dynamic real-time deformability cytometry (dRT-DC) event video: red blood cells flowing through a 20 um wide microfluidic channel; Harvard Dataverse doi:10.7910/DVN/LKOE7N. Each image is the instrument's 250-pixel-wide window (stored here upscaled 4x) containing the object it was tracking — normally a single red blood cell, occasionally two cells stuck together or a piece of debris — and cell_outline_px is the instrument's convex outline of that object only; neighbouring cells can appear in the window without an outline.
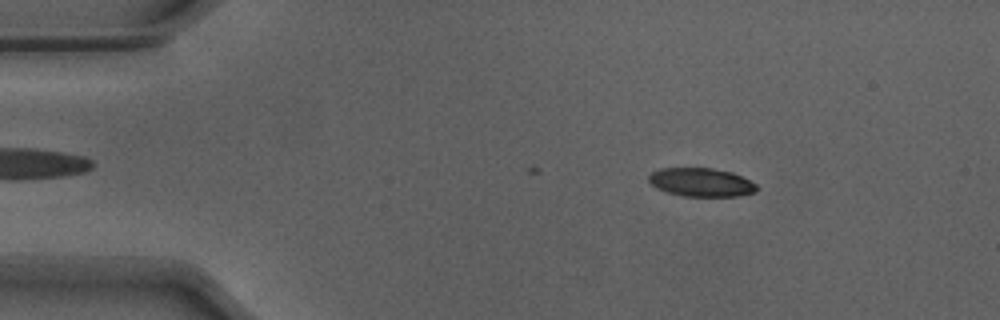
{"species": "Egyptian fruit bat (a non-hibernating species)", "species_latin": "Rousettus aegyptiacus", "temperature_condition": "warm", "stored_images_in_passage": 13, "camera_frame_rate_fps": 3000, "um_per_image_px": 0.085, "animal": {"sex": "male"}, "frame": {"image": 1, "passage_image": 6, "time_ms": 1.667, "image_size_px": [1000, 320], "cell_outline_px": [[756, 192], [736, 196], [684, 196], [668, 192], [656, 188], [648, 180], [648, 176], [652, 172], [660, 168], [712, 168], [732, 172], [756, 184]], "centroid_in_image_um": [59.57, 15.49], "position_along_channel_um": 25.4, "area_um2": 17.8}}